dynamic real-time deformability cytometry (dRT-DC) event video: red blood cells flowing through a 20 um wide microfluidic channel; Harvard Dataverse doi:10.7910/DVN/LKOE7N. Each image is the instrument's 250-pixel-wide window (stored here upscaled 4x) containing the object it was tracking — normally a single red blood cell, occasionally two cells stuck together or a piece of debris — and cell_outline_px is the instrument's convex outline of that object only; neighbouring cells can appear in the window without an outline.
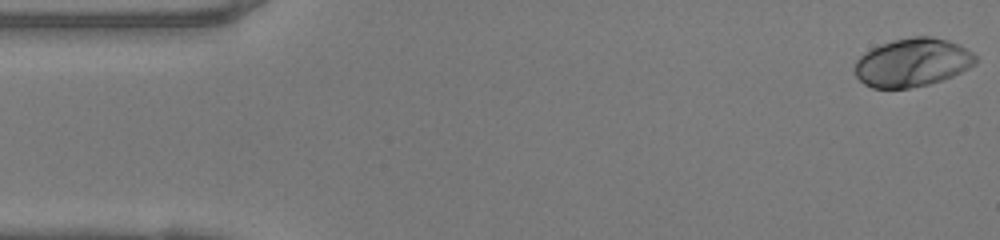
{"species": "human", "species_latin": "Homo sapiens", "temperature_condition": "warm", "stored_images_in_passage": 49, "camera_frame_rate_fps": 3000, "um_per_image_px": 0.085, "donor": {"sex": "female"}, "frame": {"image": 1, "passage_image": 1, "time_ms": 0.0, "image_size_px": [1000, 240], "cell_outline_px": [[976, 64], [952, 76], [928, 84], [908, 88], [872, 88], [864, 84], [856, 76], [856, 60], [864, 52], [880, 44], [912, 36], [932, 36], [948, 40], [960, 44], [972, 52], [976, 56]], "centroid_in_image_um": [77.56, 5.3], "position_along_channel_um": 7.4, "area_um2": 33.93}}
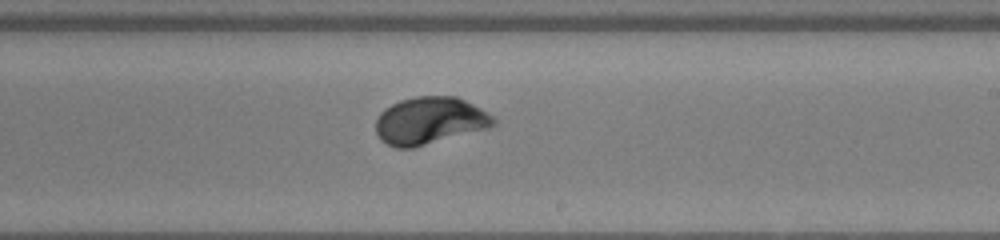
{"frame": {"image": 2, "passage_image": 28, "time_ms": 9.0, "image_size_px": [1000, 240], "cell_outline_px": [[496, 124], [488, 128], [412, 148], [396, 148], [380, 140], [376, 132], [376, 120], [380, 112], [384, 108], [400, 100], [416, 96], [456, 96], [488, 112], [496, 120]], "centroid_in_image_um": [36.51, 10.26], "position_along_channel_um": 252.5, "area_um2": 32.37}}
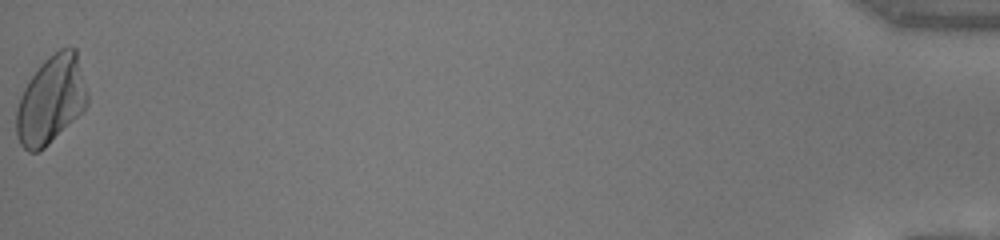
{"frame": {"image": 3, "passage_image": 49, "time_ms": 16.0, "image_size_px": [1000, 240], "cell_outline_px": [[88, 104], [44, 148], [36, 152], [28, 152], [20, 144], [16, 136], [16, 108], [20, 96], [28, 80], [40, 64], [48, 56], [60, 48], [76, 48], [88, 92]], "centroid_in_image_um": [4.31, 8.46], "position_along_channel_um": 430.9, "area_um2": 36.24}, "authors_computed_cell_mechanics": {"area_um2": 32.4258, "velocity_mm_per_s": 4.1326, "shape_relaxation_time_tau1_ms": 2.0672, "shape_relaxation_time_tau2_ms": null, "deformation_change_tau1": 0.157, "deformation_change_tau2": null}}